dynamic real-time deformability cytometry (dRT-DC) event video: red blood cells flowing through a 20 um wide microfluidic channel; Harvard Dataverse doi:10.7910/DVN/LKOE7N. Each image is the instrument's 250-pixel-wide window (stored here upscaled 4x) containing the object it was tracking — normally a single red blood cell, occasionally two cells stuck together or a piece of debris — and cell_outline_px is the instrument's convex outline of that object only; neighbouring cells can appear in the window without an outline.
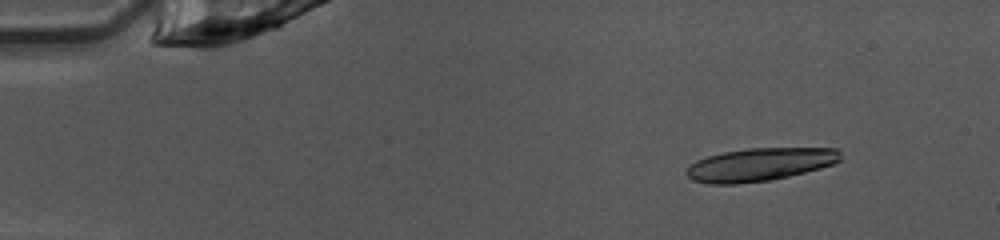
{"species": "common noctule bat (a hibernating species)", "species_latin": "Nyctalus noctula", "temperature_condition": "warm", "stored_images_in_passage": 49, "segment_of_instrument_passage": [1, 2], "camera_frame_rate_fps": 3000, "um_per_image_px": 0.085, "animal": {"sex": "female", "body_mass_g": 10.0, "forearm_length_mm": 53.1}, "frame": {"image": 1, "passage_image": 6, "time_ms": 1.667, "image_size_px": [1000, 240], "cell_outline_px": [[840, 160], [832, 164], [820, 168], [772, 180], [736, 184], [708, 184], [692, 180], [684, 172], [696, 160], [708, 156], [724, 152], [748, 148], [840, 148]], "centroid_in_image_um": [64.57, 13.98], "position_along_channel_um": 20.4, "area_um2": 29.59}}